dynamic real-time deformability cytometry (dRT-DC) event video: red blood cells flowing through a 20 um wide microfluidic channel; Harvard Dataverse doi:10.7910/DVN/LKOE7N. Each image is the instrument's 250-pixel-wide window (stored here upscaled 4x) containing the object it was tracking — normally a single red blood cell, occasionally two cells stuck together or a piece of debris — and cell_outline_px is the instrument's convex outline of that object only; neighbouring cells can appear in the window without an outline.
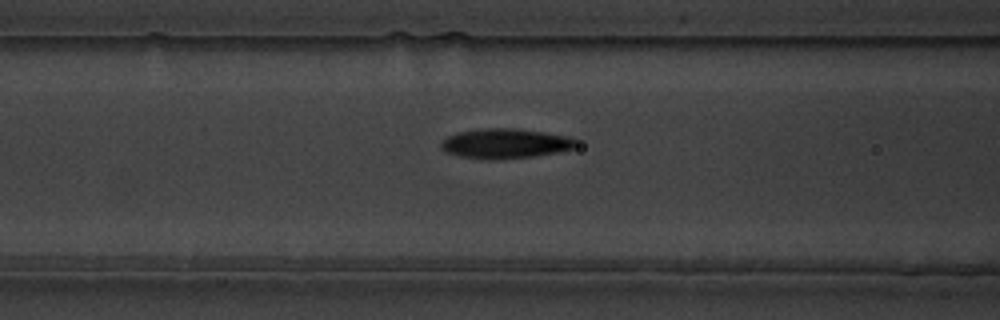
{"species": "common noctule bat (a hibernating species)", "species_latin": "Nyctalus noctula", "temperature_condition": "warm", "stored_images_in_passage": 37, "camera_frame_rate_fps": 3000, "um_per_image_px": 0.085, "animal": {"sex": "male", "body_mass_g": 19.5, "forearm_length_mm": 54.6}, "frame": {"image": 1, "passage_image": 13, "time_ms": 4.0, "image_size_px": [1000, 320], "cell_outline_px": [[576, 144], [572, 148], [560, 152], [532, 156], [484, 160], [460, 156], [448, 152], [440, 144], [448, 136], [456, 132], [484, 128], [520, 128], [572, 136], [576, 140]], "centroid_in_image_um": [42.99, 12.18], "position_along_channel_um": 123.6, "area_um2": 23.47}}
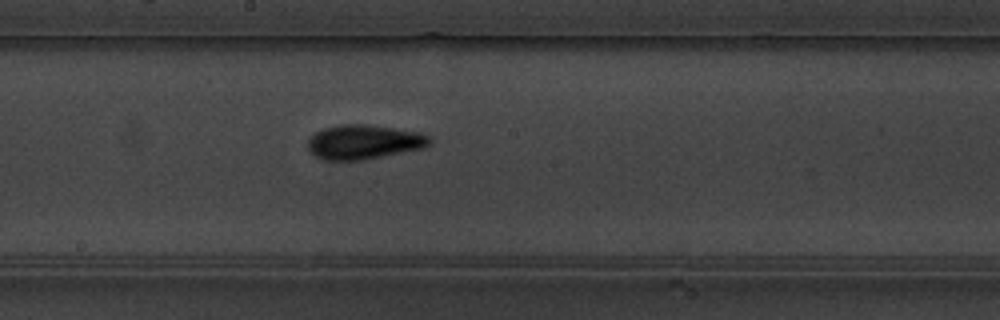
{"frame": {"image": 2, "passage_image": 21, "time_ms": 6.667, "image_size_px": [1000, 320], "cell_outline_px": [[432, 144], [424, 148], [364, 160], [324, 160], [316, 156], [308, 148], [308, 140], [316, 132], [324, 128], [340, 124], [368, 124], [420, 132], [432, 136]], "centroid_in_image_um": [30.99, 12.06], "position_along_channel_um": 217.2, "area_um2": 24.62}}
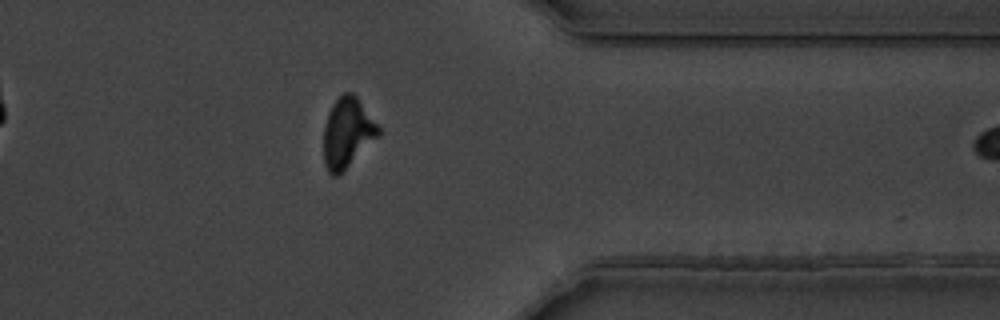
{"frame": {"image": 3, "passage_image": 36, "time_ms": 11.667, "image_size_px": [1000, 320], "cell_outline_px": [[380, 136], [336, 176], [332, 176], [328, 172], [324, 164], [324, 124], [328, 112], [332, 104], [344, 92], [352, 92], [356, 96], [380, 128]], "centroid_in_image_um": [29.51, 11.27], "position_along_channel_um": 381.9, "area_um2": 22.08}}